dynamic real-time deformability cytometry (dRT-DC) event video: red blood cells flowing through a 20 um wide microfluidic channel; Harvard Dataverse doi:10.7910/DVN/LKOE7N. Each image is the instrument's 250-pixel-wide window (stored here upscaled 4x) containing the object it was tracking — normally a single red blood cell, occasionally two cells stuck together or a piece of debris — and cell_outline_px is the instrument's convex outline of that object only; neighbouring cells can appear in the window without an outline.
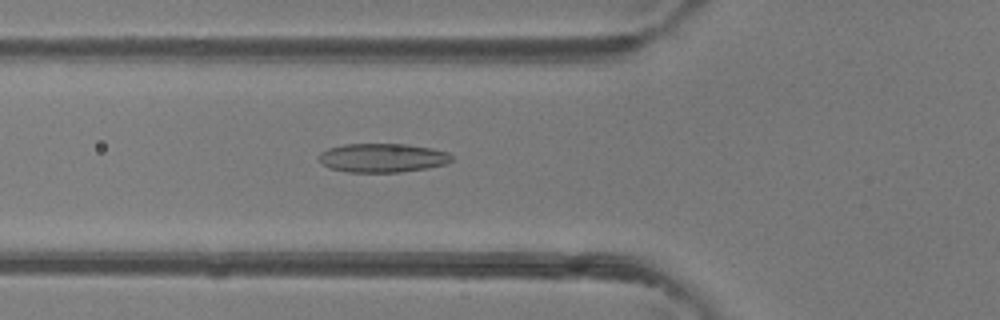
{"species": "common noctule bat (a hibernating species)", "species_latin": "Nyctalus noctula", "temperature_condition": "room temperature", "stored_images_in_passage": 36, "camera_frame_rate_fps": 3000, "um_per_image_px": 0.085, "animal": {"sex": "female"}, "frame": {"image": 1, "passage_image": 7, "time_ms": 2.0, "image_size_px": [1000, 320], "cell_outline_px": [[452, 160], [448, 164], [428, 168], [400, 172], [348, 172], [328, 168], [320, 160], [320, 152], [328, 148], [344, 144], [404, 144], [432, 148], [448, 152], [452, 156]], "centroid_in_image_um": [32.54, 13.42], "position_along_channel_um": 93.3, "area_um2": 22.43}}
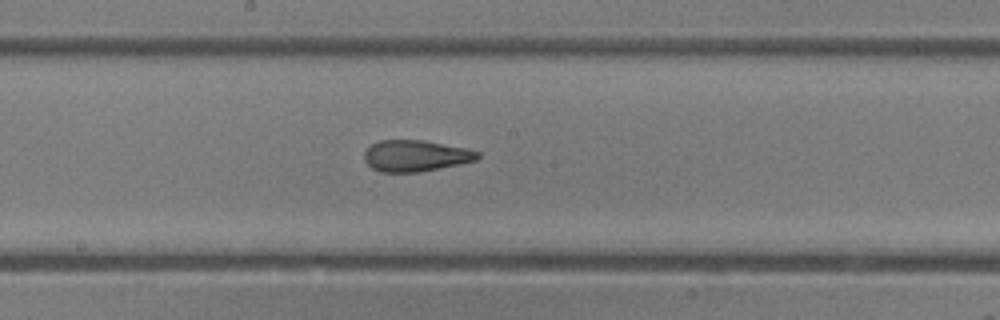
{"frame": {"image": 2, "passage_image": 15, "time_ms": 4.667, "image_size_px": [1000, 320], "cell_outline_px": [[480, 156], [476, 160], [440, 168], [420, 172], [380, 172], [372, 168], [364, 160], [364, 152], [372, 144], [380, 140], [424, 140], [468, 148], [480, 152]], "centroid_in_image_um": [35.33, 13.24], "position_along_channel_um": 212.9, "area_um2": 20.75}}
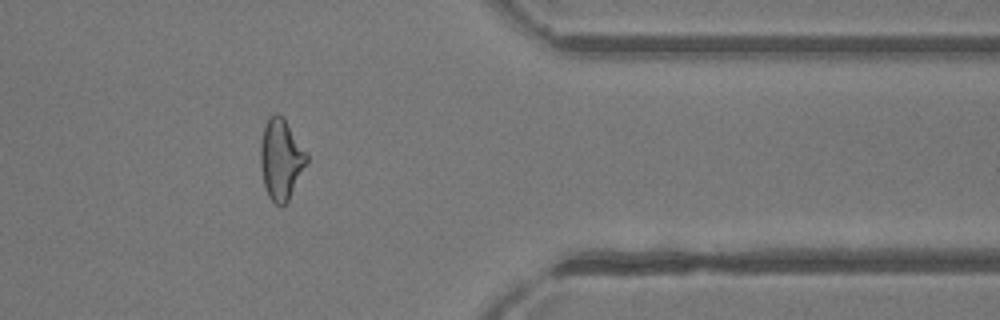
{"frame": {"image": 3, "passage_image": 28, "time_ms": 9.0, "image_size_px": [1000, 320], "cell_outline_px": [[308, 160], [288, 200], [284, 204], [276, 204], [268, 196], [264, 188], [260, 164], [260, 144], [264, 124], [268, 116], [276, 112], [284, 120], [308, 152]], "centroid_in_image_um": [23.86, 13.51], "position_along_channel_um": 387.5, "area_um2": 21.62}, "authors_computed_cell_mechanics": {"area_um2": 21.7617, "velocity_mm_per_s": 4.4496, "shape_relaxation_time_tau1_ms": 8.5573, "shape_relaxation_time_tau2_ms": 1.4574, "deformation_change_tau1": 0.2339, "deformation_change_tau2": 0.0987}}